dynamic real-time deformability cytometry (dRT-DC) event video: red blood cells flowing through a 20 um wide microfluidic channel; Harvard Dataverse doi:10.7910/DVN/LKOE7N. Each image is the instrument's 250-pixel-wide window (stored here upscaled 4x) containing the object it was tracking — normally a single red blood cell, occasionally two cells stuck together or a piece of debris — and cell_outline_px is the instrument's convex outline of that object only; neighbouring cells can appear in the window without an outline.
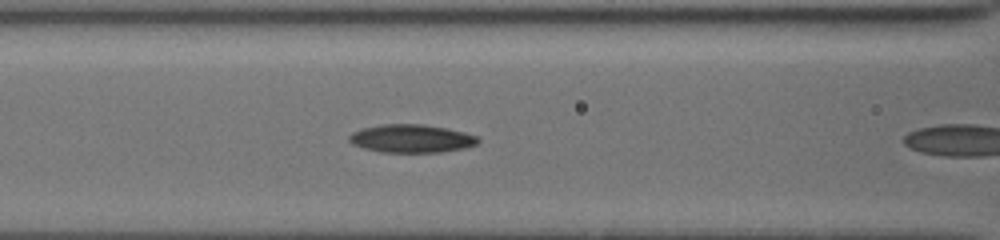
{"species": "common noctule bat (a hibernating species)", "species_latin": "Nyctalus noctula", "temperature_condition": "cold", "stored_images_in_passage": 5, "camera_frame_rate_fps": 3000, "um_per_image_px": 0.085, "animal": {"sex": "female", "body_mass_g": 19.5, "forearm_length_mm": 54.1}, "frame": {"image": 1, "passage_image": 4, "time_ms": 2.333, "image_size_px": [1000, 240], "cell_outline_px": [[480, 140], [476, 144], [464, 148], [440, 152], [380, 152], [364, 148], [352, 144], [348, 140], [348, 136], [352, 132], [364, 128], [384, 124], [424, 124], [448, 128], [464, 132], [476, 136]], "centroid_in_image_um": [34.96, 11.77], "position_along_channel_um": 131.6, "area_um2": 21.1}}